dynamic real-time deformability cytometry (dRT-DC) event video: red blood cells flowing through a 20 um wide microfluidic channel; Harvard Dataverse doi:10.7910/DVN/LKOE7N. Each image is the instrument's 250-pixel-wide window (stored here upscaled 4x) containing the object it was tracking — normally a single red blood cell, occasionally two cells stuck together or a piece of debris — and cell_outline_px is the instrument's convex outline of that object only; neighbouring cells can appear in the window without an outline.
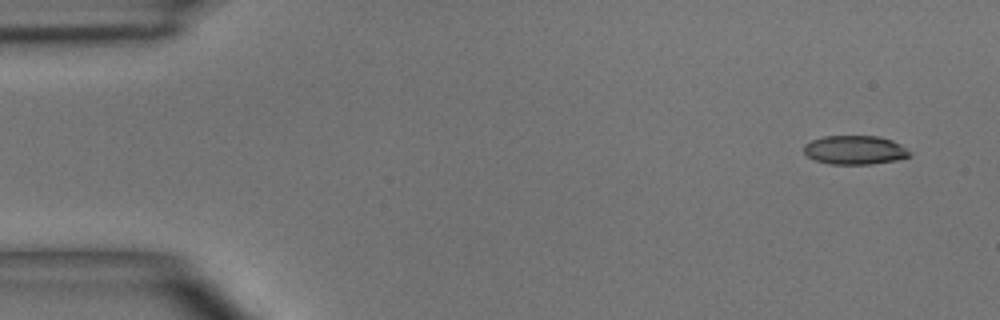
{"species": "common noctule bat (a hibernating species)", "species_latin": "Nyctalus noctula", "temperature_condition": "room temperature", "stored_images_in_passage": 5, "segment_of_instrument_passage": [1, 2], "camera_frame_rate_fps": 3000, "um_per_image_px": 0.085, "animal": {"sex": "male", "body_mass_g": 15.6}, "frame": {"image": 1, "passage_image": 1, "time_ms": 0.0, "image_size_px": [1000, 320], "cell_outline_px": [[912, 156], [896, 160], [872, 164], [828, 164], [816, 160], [808, 156], [804, 152], [804, 144], [812, 140], [824, 136], [876, 136], [892, 140], [900, 144], [912, 152]], "centroid_in_image_um": [72.69, 12.75], "position_along_channel_um": 12.3, "area_um2": 17.86}}
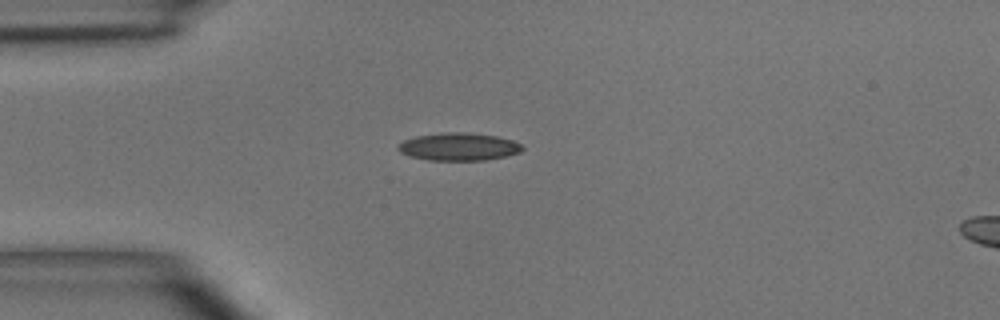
{"frame": {"image": 2, "passage_image": 4, "time_ms": 3.333, "image_size_px": [1000, 320], "cell_outline_px": [[524, 148], [520, 152], [508, 156], [484, 160], [428, 160], [408, 156], [400, 152], [396, 148], [404, 140], [416, 136], [440, 132], [464, 132], [496, 136], [512, 140], [520, 144]], "centroid_in_image_um": [38.98, 12.47], "position_along_channel_um": 46.0, "area_um2": 20.11}}